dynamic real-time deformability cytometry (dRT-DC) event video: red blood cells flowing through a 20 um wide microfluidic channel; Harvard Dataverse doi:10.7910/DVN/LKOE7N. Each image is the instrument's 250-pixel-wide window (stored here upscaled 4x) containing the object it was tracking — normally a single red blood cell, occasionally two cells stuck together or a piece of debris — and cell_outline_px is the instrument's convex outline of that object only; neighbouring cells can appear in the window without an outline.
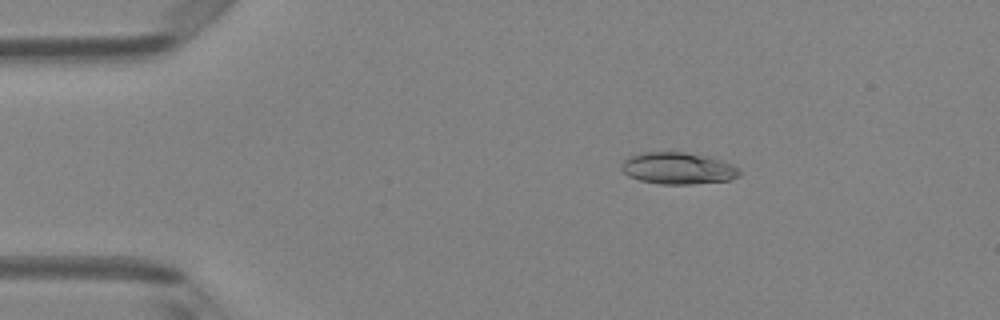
{"species": "Egyptian fruit bat (a non-hibernating species)", "species_latin": "Rousettus aegyptiacus", "temperature_condition": "room temperature", "stored_images_in_passage": 6, "camera_frame_rate_fps": 3000, "um_per_image_px": 0.085, "animal": {"sex": "female"}, "frame": {"image": 1, "passage_image": 1, "time_ms": 0.0, "image_size_px": [1000, 320], "cell_outline_px": [[740, 176], [728, 180], [692, 184], [660, 184], [640, 180], [628, 176], [620, 168], [624, 160], [628, 156], [640, 152], [684, 152], [704, 156], [720, 160], [732, 164], [740, 168]], "centroid_in_image_um": [57.61, 14.3], "position_along_channel_um": 27.4, "area_um2": 21.85}}
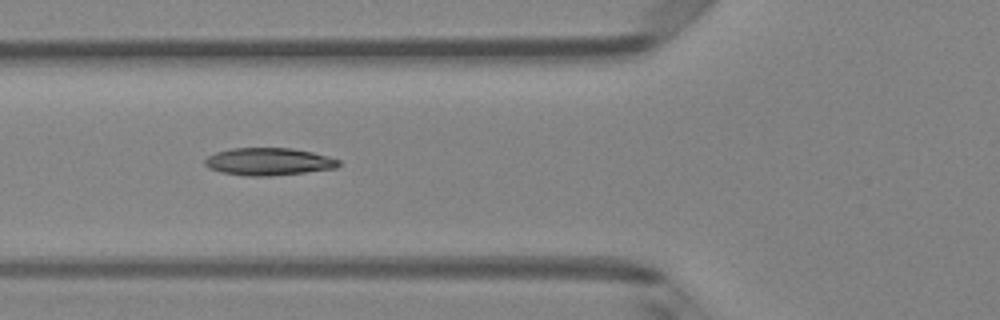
{"frame": {"image": 2, "passage_image": 4, "time_ms": 1.0, "image_size_px": [1000, 320], "cell_outline_px": [[340, 164], [336, 168], [272, 176], [248, 176], [220, 172], [208, 168], [204, 164], [204, 160], [208, 156], [216, 152], [232, 148], [292, 148], [312, 152], [328, 156], [340, 160]], "centroid_in_image_um": [22.81, 13.74], "position_along_channel_um": 103.0, "area_um2": 21.44}}
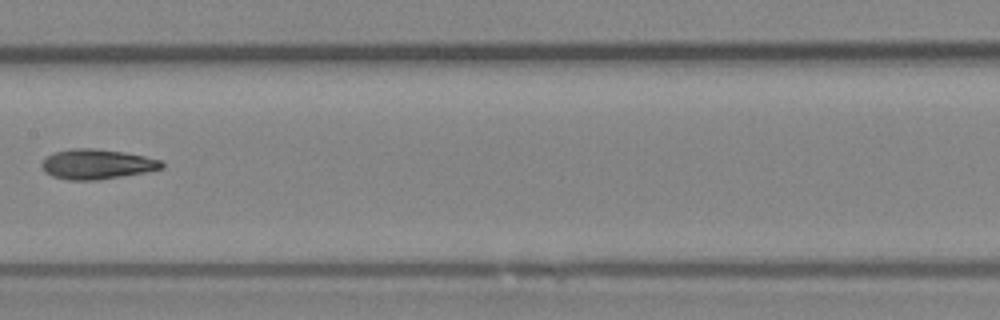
{"frame": {"image": 3, "passage_image": 6, "time_ms": 1.667, "image_size_px": [1000, 320], "cell_outline_px": [[164, 168], [148, 172], [100, 180], [68, 180], [52, 176], [44, 172], [40, 164], [52, 152], [72, 148], [92, 148], [124, 152], [144, 156], [160, 160], [164, 164]], "centroid_in_image_um": [8.23, 13.96], "position_along_channel_um": 199.2, "area_um2": 21.15}}